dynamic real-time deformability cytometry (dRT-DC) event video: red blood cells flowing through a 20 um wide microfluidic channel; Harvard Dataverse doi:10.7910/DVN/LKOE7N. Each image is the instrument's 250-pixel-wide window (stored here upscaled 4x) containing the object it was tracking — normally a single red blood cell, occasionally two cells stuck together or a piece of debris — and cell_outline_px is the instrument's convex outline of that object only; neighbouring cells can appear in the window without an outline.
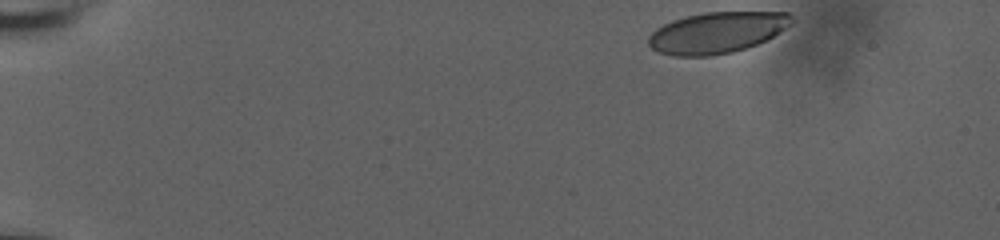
{"species": "human", "species_latin": "Homo sapiens", "temperature_condition": "room temperature", "stored_images_in_passage": 44, "camera_frame_rate_fps": 3000, "um_per_image_px": 0.085, "donor": {"sex": "male"}, "frame": {"image": 1, "passage_image": 1, "time_ms": 0.0, "image_size_px": [1000, 240], "cell_outline_px": [[796, 20], [792, 24], [772, 36], [756, 44], [732, 52], [708, 56], [672, 56], [656, 52], [648, 44], [648, 36], [656, 28], [672, 20], [704, 12], [788, 12]], "centroid_in_image_um": [60.92, 2.77], "position_along_channel_um": 24.1, "area_um2": 34.33}}
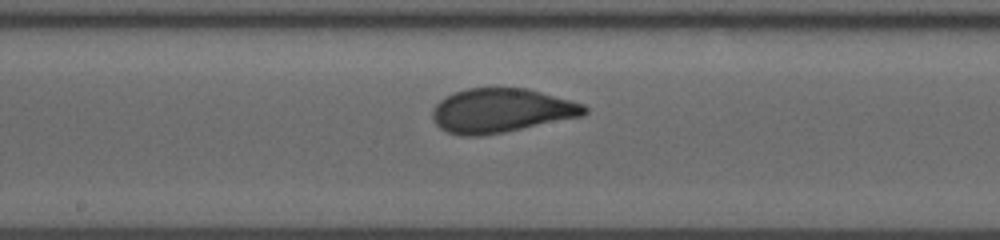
{"frame": {"image": 2, "passage_image": 26, "time_ms": 8.333, "image_size_px": [1000, 240], "cell_outline_px": [[588, 112], [584, 116], [504, 132], [480, 136], [460, 136], [448, 132], [440, 128], [432, 120], [432, 108], [440, 100], [456, 92], [468, 88], [528, 88], [584, 104], [588, 108]], "centroid_in_image_um": [42.61, 9.4], "position_along_channel_um": 205.6, "area_um2": 39.19}}
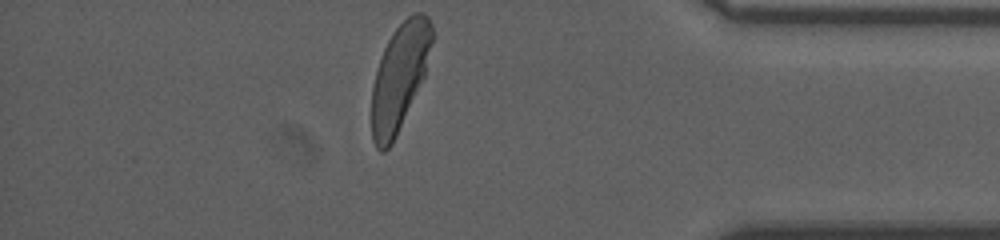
{"frame": {"image": 3, "passage_image": 44, "time_ms": 14.333, "image_size_px": [1000, 240], "cell_outline_px": [[432, 40], [424, 76], [396, 136], [392, 144], [384, 152], [380, 152], [376, 148], [372, 140], [372, 88], [380, 56], [392, 32], [408, 16], [416, 12], [424, 12], [428, 16], [432, 24]], "centroid_in_image_um": [33.95, 6.54], "position_along_channel_um": 401.3, "area_um2": 37.05}, "authors_computed_cell_mechanics": {"area_um2": 38.3792, "velocity_mm_per_s": 3.7053, "shape_relaxation_time_tau1_ms": 4.1525, "shape_relaxation_time_tau2_ms": null, "deformation_change_tau1": 0.1678, "deformation_change_tau2": null}}